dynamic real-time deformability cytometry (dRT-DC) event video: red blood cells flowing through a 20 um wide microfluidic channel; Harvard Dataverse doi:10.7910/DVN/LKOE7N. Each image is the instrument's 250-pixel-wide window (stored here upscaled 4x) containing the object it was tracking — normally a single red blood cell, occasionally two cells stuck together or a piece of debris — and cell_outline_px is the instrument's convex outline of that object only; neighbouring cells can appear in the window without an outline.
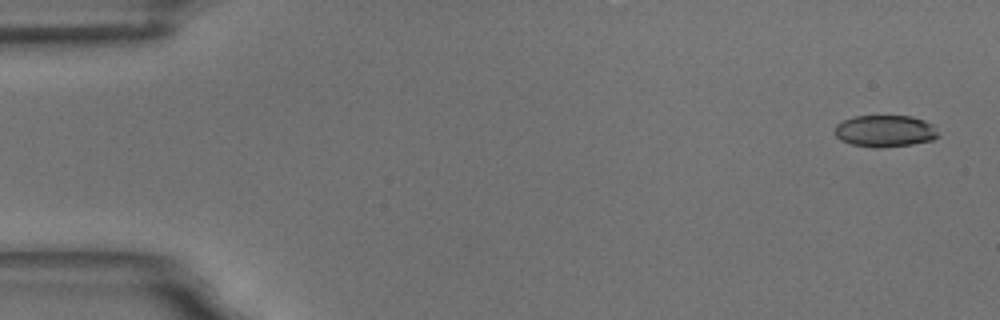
{"species": "common noctule bat (a hibernating species)", "species_latin": "Nyctalus noctula", "temperature_condition": "room temperature", "stored_images_in_passage": 11, "camera_frame_rate_fps": 3000, "um_per_image_px": 0.085, "animal": {"sex": "male", "body_mass_g": 18.8}, "frame": {"image": 1, "passage_image": 1, "time_ms": 0.0, "image_size_px": [1000, 320], "cell_outline_px": [[940, 136], [932, 140], [912, 144], [880, 148], [872, 148], [852, 144], [840, 140], [836, 136], [836, 124], [852, 116], [912, 116], [924, 120], [932, 124]], "centroid_in_image_um": [75.23, 11.14], "position_along_channel_um": 9.8, "area_um2": 19.25}}
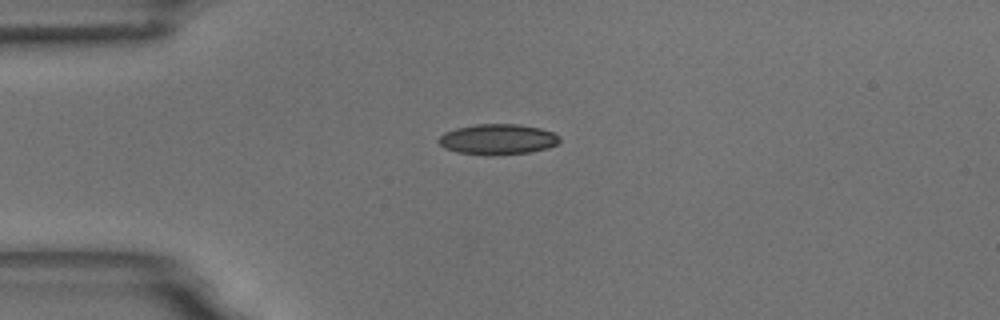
{"frame": {"image": 2, "passage_image": 4, "time_ms": 4.0, "image_size_px": [1000, 320], "cell_outline_px": [[560, 140], [556, 144], [548, 148], [528, 152], [492, 156], [484, 156], [456, 152], [444, 148], [436, 140], [444, 132], [456, 128], [476, 124], [520, 124], [540, 128], [552, 132], [560, 136]], "centroid_in_image_um": [42.27, 11.85], "position_along_channel_um": 42.7, "area_um2": 21.79}}
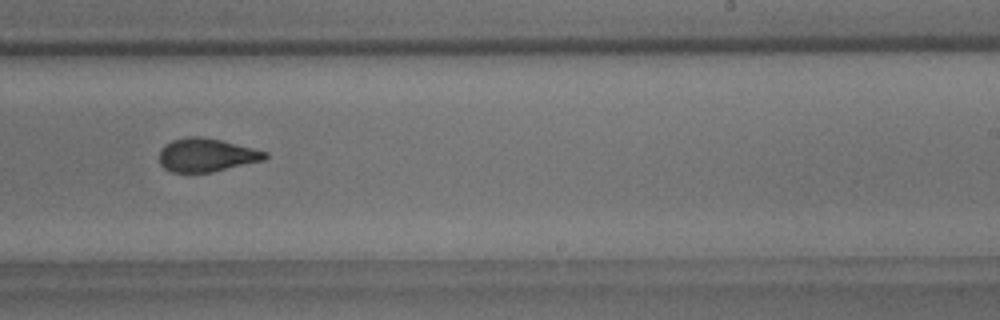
{"frame": {"image": 3, "passage_image": 10, "time_ms": 11.0, "image_size_px": [1000, 320], "cell_outline_px": [[268, 156], [264, 160], [212, 172], [172, 172], [164, 168], [160, 164], [160, 148], [164, 144], [172, 140], [188, 136], [200, 136], [220, 140], [268, 152]], "centroid_in_image_um": [17.52, 13.17], "position_along_channel_um": 271.5, "area_um2": 20.52}}